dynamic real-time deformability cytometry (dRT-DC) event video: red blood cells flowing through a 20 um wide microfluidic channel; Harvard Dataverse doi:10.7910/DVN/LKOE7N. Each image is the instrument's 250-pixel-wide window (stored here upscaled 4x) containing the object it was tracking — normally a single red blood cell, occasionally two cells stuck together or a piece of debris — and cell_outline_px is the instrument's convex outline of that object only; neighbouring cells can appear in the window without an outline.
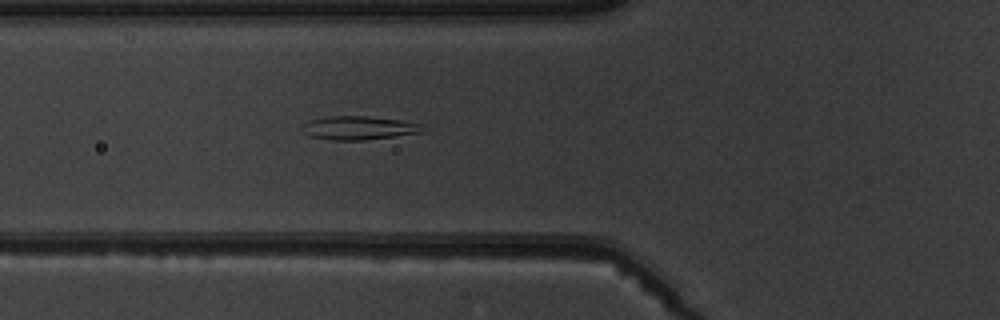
{"species": "common noctule bat (a hibernating species)", "species_latin": "Nyctalus noctula", "temperature_condition": "warm", "stored_images_in_passage": 4, "camera_frame_rate_fps": 3000, "um_per_image_px": 0.085, "animal": {"sex": "male", "body_mass_g": 19.5, "forearm_length_mm": 54.6}, "frame": {"image": 1, "passage_image": 4, "time_ms": 3.333, "image_size_px": [1000, 320], "cell_outline_px": [[424, 132], [364, 140], [332, 140], [308, 136], [304, 132], [300, 124], [312, 120], [328, 116], [368, 116], [400, 120], [420, 124]], "centroid_in_image_um": [30.45, 10.87], "position_along_channel_um": 95.4, "area_um2": 16.47}}